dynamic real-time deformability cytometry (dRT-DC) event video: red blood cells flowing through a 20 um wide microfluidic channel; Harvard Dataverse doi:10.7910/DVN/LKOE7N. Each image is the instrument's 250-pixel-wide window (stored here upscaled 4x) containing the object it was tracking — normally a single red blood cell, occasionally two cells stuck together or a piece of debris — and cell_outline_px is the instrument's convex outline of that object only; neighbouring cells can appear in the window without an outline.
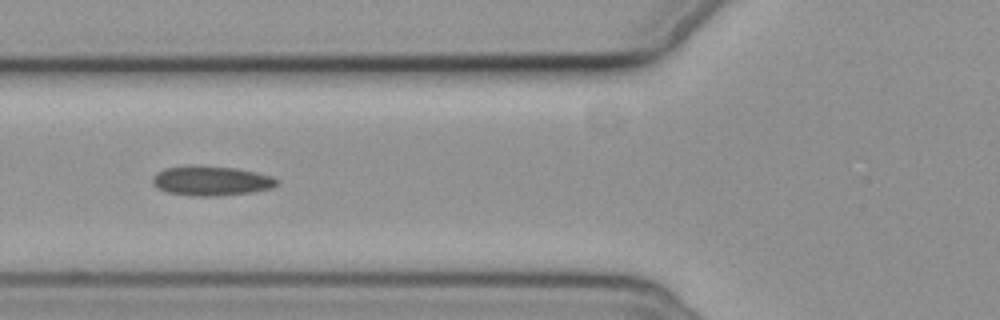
{"species": "common noctule bat (a hibernating species)", "species_latin": "Nyctalus noctula", "temperature_condition": "cold", "stored_images_in_passage": 10, "camera_frame_rate_fps": 3000, "um_per_image_px": 0.085, "animal": {"sex": "female", "body_mass_g": 19.3, "forearm_length_mm": 54.1}, "frame": {"image": 1, "passage_image": 6, "time_ms": 7.0, "image_size_px": [1000, 320], "cell_outline_px": [[276, 184], [272, 188], [252, 192], [216, 196], [192, 196], [168, 192], [156, 188], [152, 184], [152, 176], [156, 172], [164, 168], [192, 164], [236, 168], [256, 172], [272, 176], [276, 180]], "centroid_in_image_um": [17.88, 15.35], "position_along_channel_um": 107.9, "area_um2": 21.73}}
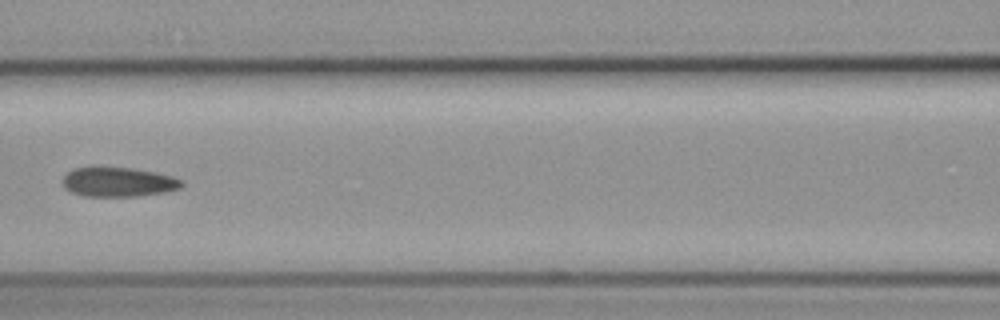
{"frame": {"image": 2, "passage_image": 7, "time_ms": 8.333, "image_size_px": [1000, 320], "cell_outline_px": [[184, 184], [180, 188], [164, 192], [136, 196], [84, 196], [72, 192], [64, 188], [60, 180], [72, 168], [92, 164], [132, 168], [156, 172], [172, 176], [180, 180]], "centroid_in_image_um": [9.96, 15.42], "position_along_channel_um": 156.6, "area_um2": 21.15}}
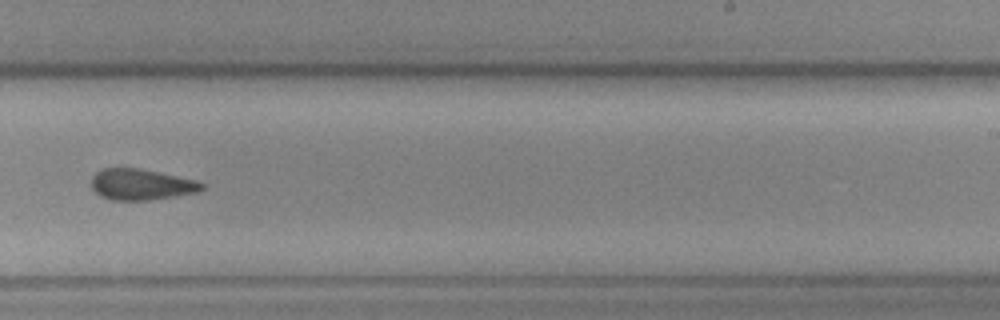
{"frame": {"image": 3, "passage_image": 10, "time_ms": 11.667, "image_size_px": [1000, 320], "cell_outline_px": [[204, 188], [196, 192], [176, 196], [148, 200], [112, 200], [100, 196], [92, 188], [92, 176], [96, 172], [104, 168], [140, 168], [196, 180], [204, 184]], "centroid_in_image_um": [11.99, 15.68], "position_along_channel_um": 277.0, "area_um2": 19.88}}